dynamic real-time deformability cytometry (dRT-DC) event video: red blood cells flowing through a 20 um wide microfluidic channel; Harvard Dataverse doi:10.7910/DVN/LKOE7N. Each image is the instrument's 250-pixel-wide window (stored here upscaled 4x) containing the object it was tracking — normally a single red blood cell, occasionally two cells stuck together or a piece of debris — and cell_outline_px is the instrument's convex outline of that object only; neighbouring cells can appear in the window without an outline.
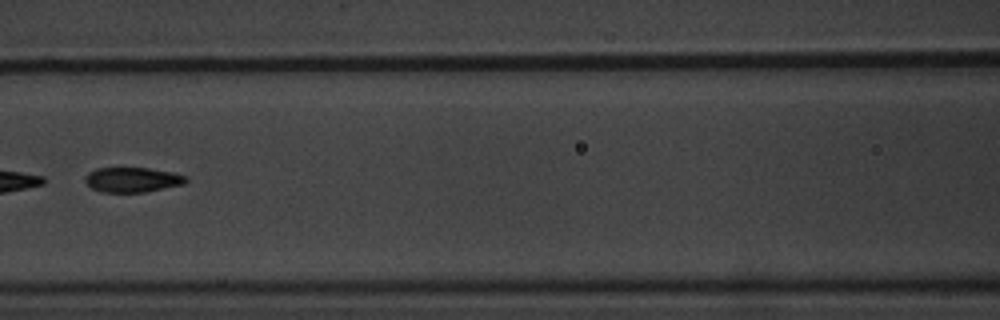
{"species": "common noctule bat (a hibernating species)", "species_latin": "Nyctalus noctula", "temperature_condition": "warm", "stored_images_in_passage": 5, "segment_of_instrument_passage": [2, 2], "camera_frame_rate_fps": 3000, "um_per_image_px": 0.085, "animal": {"sex": "male", "body_mass_g": 20.1, "forearm_length_mm": 53.5}, "frame": {"image": 1, "passage_image": 4, "time_ms": 4.333, "image_size_px": [1000, 320], "cell_outline_px": [[188, 180], [184, 184], [144, 192], [100, 192], [92, 188], [84, 180], [84, 176], [88, 172], [96, 168], [148, 168], [172, 172], [188, 176]], "centroid_in_image_um": [11.25, 15.27], "position_along_channel_um": 155.4, "area_um2": 14.68}}
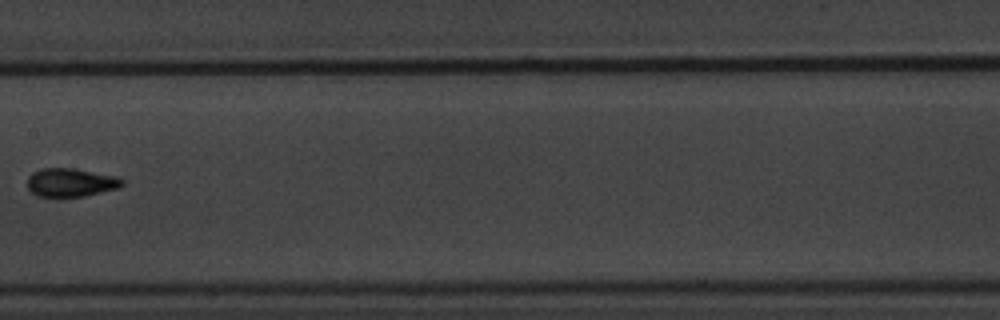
{"frame": {"image": 2, "passage_image": 5, "time_ms": 5.667, "image_size_px": [1000, 320], "cell_outline_px": [[124, 184], [120, 188], [84, 196], [60, 200], [56, 200], [36, 196], [28, 188], [28, 176], [32, 172], [40, 168], [76, 168], [112, 176], [124, 180]], "centroid_in_image_um": [5.95, 15.56], "position_along_channel_um": 201.4, "area_um2": 16.42}}